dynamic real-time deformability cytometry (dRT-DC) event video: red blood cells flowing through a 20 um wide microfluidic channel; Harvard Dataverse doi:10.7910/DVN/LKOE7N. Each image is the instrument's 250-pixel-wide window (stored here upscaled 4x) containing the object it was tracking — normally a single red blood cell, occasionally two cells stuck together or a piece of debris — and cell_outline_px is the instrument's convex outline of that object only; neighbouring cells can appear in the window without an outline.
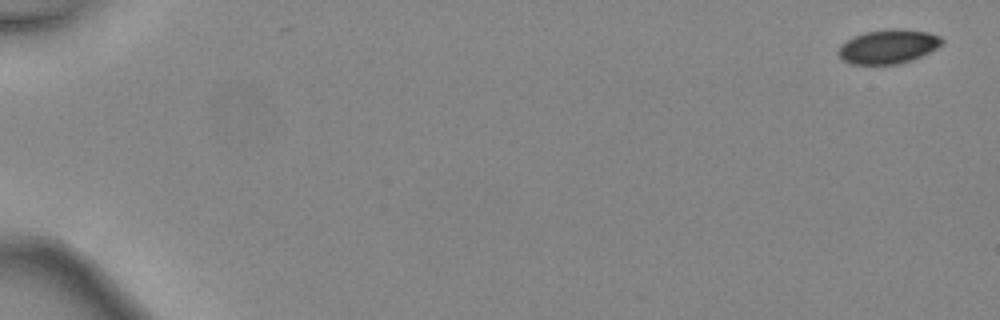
{"species": "common noctule bat (a hibernating species)", "species_latin": "Nyctalus noctula", "temperature_condition": "warm", "stored_images_in_passage": 47, "camera_frame_rate_fps": 3000, "um_per_image_px": 0.085, "animal": {"sex": "female", "body_mass_g": 24.6, "forearm_length_mm": 56.2}, "frame": {"image": 1, "passage_image": 1, "time_ms": 0.0, "image_size_px": [1000, 320], "cell_outline_px": [[944, 40], [936, 48], [912, 60], [900, 64], [852, 64], [844, 60], [836, 52], [840, 44], [852, 36], [864, 32], [892, 28], [900, 28], [928, 32], [940, 36]], "centroid_in_image_um": [75.46, 3.94], "position_along_channel_um": 9.5, "area_um2": 20.69}}
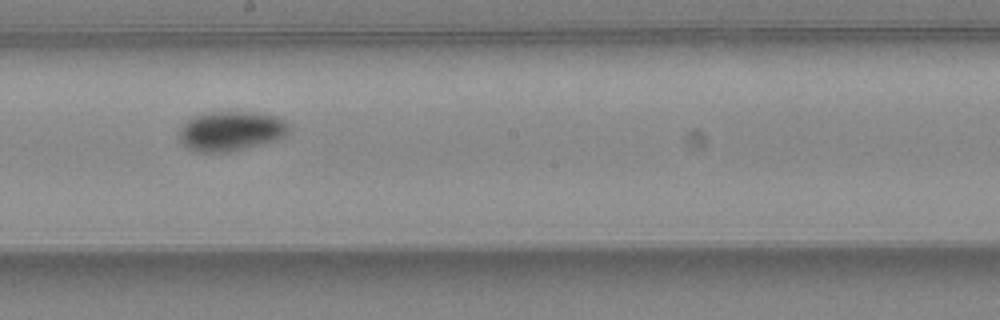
{"frame": {"image": 2, "passage_image": 28, "time_ms": 9.0, "image_size_px": [1000, 320], "cell_outline_px": [[292, 128], [284, 136], [276, 140], [228, 152], [200, 152], [188, 148], [180, 140], [180, 128], [188, 120], [204, 112], [256, 112], [276, 116], [284, 120]], "centroid_in_image_um": [19.66, 11.13], "position_along_channel_um": 228.5, "area_um2": 25.2}}
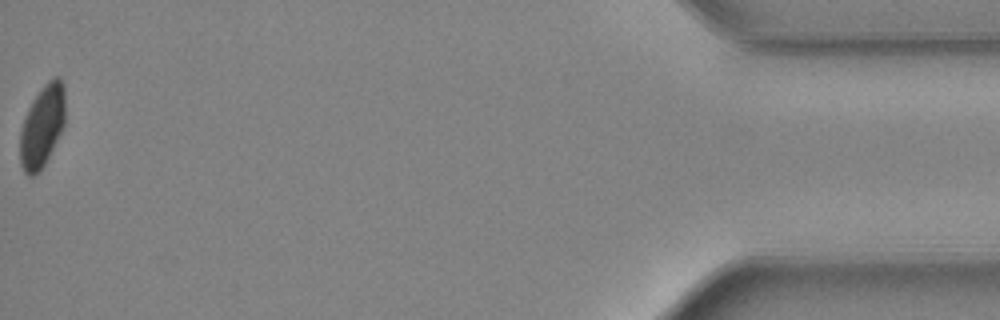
{"frame": {"image": 3, "passage_image": 47, "time_ms": 15.333, "image_size_px": [1000, 320], "cell_outline_px": [[64, 124], [40, 172], [32, 176], [28, 176], [24, 172], [20, 164], [20, 128], [28, 108], [32, 100], [40, 88], [52, 76], [60, 76], [64, 84]], "centroid_in_image_um": [3.56, 10.68], "position_along_channel_um": 431.6, "area_um2": 21.62}, "authors_computed_cell_mechanics": {"area_um2": 23.0044, "velocity_mm_per_s": 4.5422, "shape_relaxation_time_tau1_ms": 2.8688, "shape_relaxation_time_tau2_ms": null, "deformation_change_tau1": 0.0828, "deformation_change_tau2": null}}